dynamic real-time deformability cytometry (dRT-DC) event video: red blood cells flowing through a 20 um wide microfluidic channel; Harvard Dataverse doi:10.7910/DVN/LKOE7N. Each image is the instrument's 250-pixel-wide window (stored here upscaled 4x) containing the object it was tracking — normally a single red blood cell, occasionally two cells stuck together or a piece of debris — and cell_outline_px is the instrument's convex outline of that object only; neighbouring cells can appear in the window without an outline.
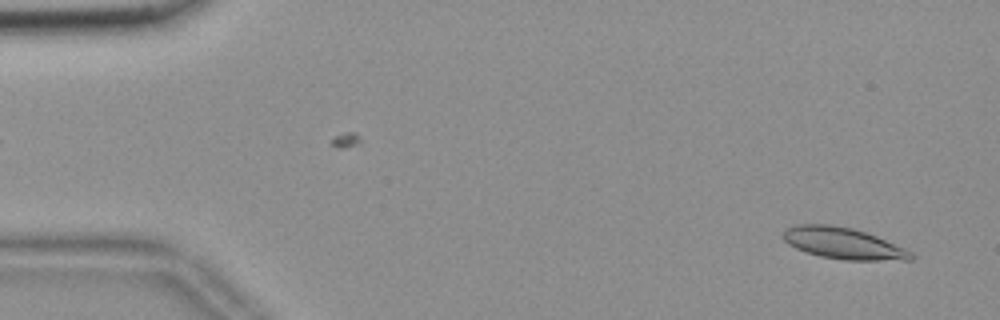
{"species": "common noctule bat (a hibernating species)", "species_latin": "Nyctalus noctula", "temperature_condition": "room temperature", "stored_images_in_passage": 56, "camera_frame_rate_fps": 3000, "um_per_image_px": 0.085, "animal": {"sex": "female", "body_mass_g": 18.4}, "frame": {"image": 1, "passage_image": 3, "time_ms": 0.667, "image_size_px": [1000, 320], "cell_outline_px": [[916, 256], [912, 260], [844, 260], [820, 256], [796, 248], [788, 244], [784, 240], [784, 228], [792, 224], [832, 224], [852, 228], [876, 236], [904, 248], [912, 252]], "centroid_in_image_um": [71.66, 20.67], "position_along_channel_um": 13.3, "area_um2": 23.41}}
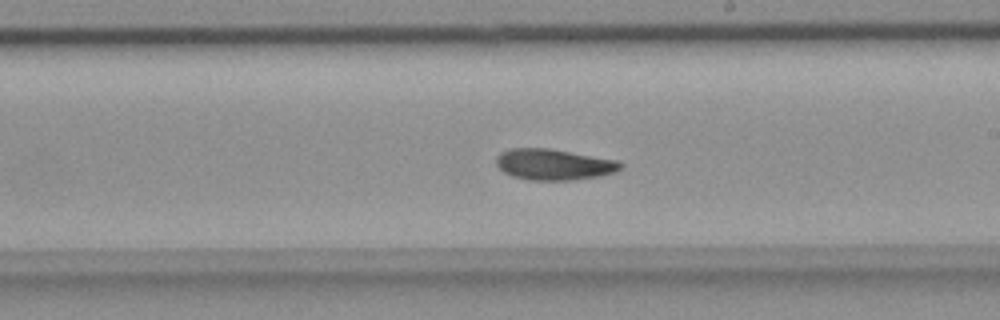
{"frame": {"image": 2, "passage_image": 32, "time_ms": 10.333, "image_size_px": [1000, 320], "cell_outline_px": [[624, 164], [616, 172], [600, 176], [572, 180], [528, 180], [512, 176], [504, 172], [496, 164], [496, 156], [500, 152], [512, 148], [548, 148], [616, 160]], "centroid_in_image_um": [47.05, 13.98], "position_along_channel_um": 241.9, "area_um2": 22.43}}
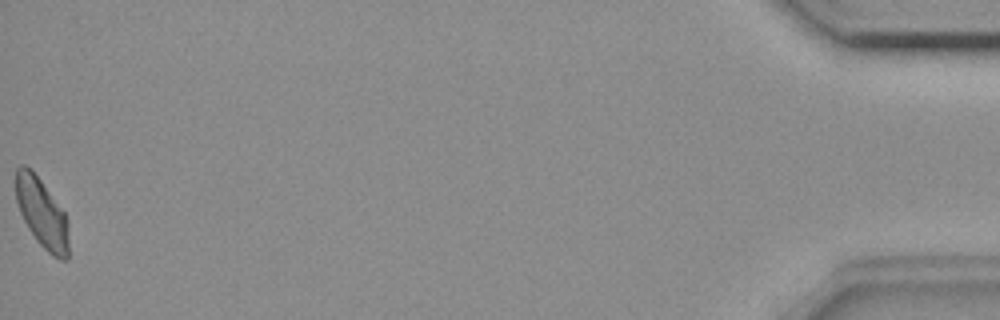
{"frame": {"image": 3, "passage_image": 56, "time_ms": 18.333, "image_size_px": [1000, 320], "cell_outline_px": [[68, 260], [60, 260], [52, 256], [36, 240], [28, 228], [20, 212], [16, 200], [16, 168], [20, 164], [24, 164], [40, 180], [64, 212], [68, 220]], "centroid_in_image_um": [3.57, 18.16], "position_along_channel_um": 431.6, "area_um2": 21.15}, "authors_computed_cell_mechanics": {"area_um2": 22.253, "velocity_mm_per_s": 3.6101, "shape_relaxation_time_tau1_ms": null, "shape_relaxation_time_tau2_ms": 8.4139, "deformation_change_tau1": null, "deformation_change_tau2": 0.1255}}